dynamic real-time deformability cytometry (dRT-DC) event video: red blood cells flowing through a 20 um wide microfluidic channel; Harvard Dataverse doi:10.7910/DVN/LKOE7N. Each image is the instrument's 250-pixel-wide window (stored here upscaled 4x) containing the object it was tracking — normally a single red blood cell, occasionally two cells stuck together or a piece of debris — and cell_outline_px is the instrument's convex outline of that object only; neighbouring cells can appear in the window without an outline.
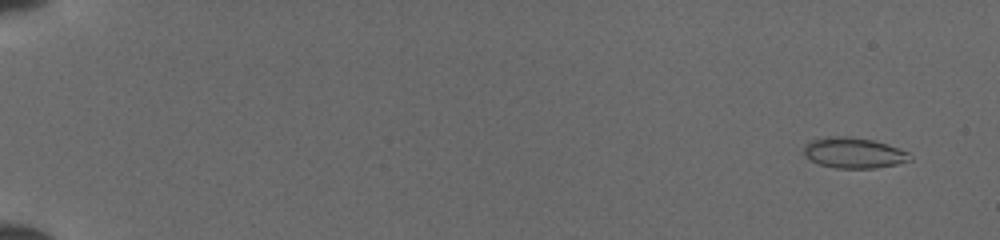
{"species": "common noctule bat (a hibernating species)", "species_latin": "Nyctalus noctula", "temperature_condition": "cold", "stored_images_in_passage": 52, "camera_frame_rate_fps": 3000, "um_per_image_px": 0.085, "animal": {"sex": "female", "body_mass_g": 19.5, "forearm_length_mm": 54.1}, "frame": {"image": 1, "passage_image": 4, "time_ms": 1.0, "image_size_px": [1000, 240], "cell_outline_px": [[912, 160], [896, 164], [872, 168], [836, 168], [820, 164], [804, 156], [800, 152], [804, 144], [812, 140], [828, 136], [848, 136], [872, 140], [888, 144], [908, 152], [912, 156]], "centroid_in_image_um": [72.53, 12.98], "position_along_channel_um": 12.5, "area_um2": 19.07}}
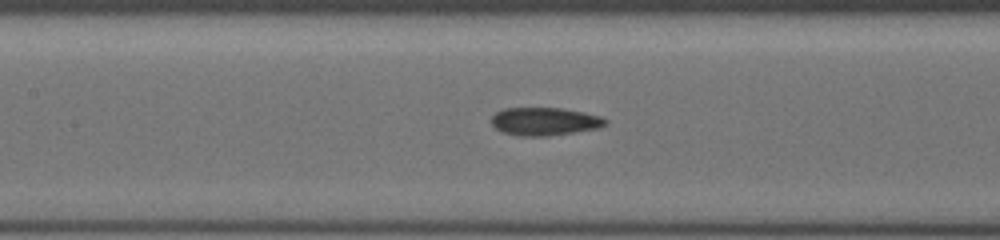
{"frame": {"image": 2, "passage_image": 27, "time_ms": 8.667, "image_size_px": [1000, 240], "cell_outline_px": [[608, 124], [596, 128], [548, 136], [516, 136], [500, 132], [492, 124], [492, 116], [496, 112], [504, 108], [560, 108], [584, 112], [600, 116], [608, 120]], "centroid_in_image_um": [46.27, 10.32], "position_along_channel_um": 161.1, "area_um2": 18.61}}
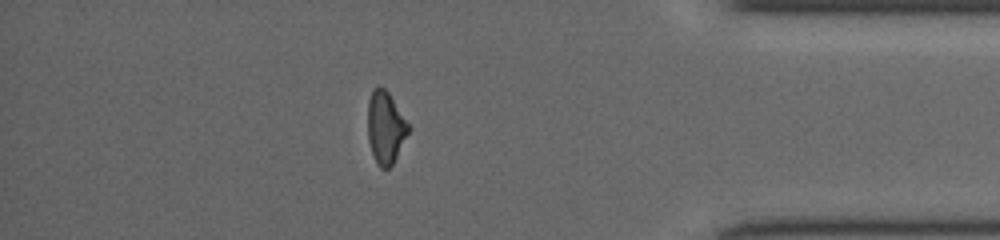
{"frame": {"image": 3, "passage_image": 46, "time_ms": 15.0, "image_size_px": [1000, 240], "cell_outline_px": [[412, 128], [392, 164], [388, 168], [380, 168], [372, 152], [368, 140], [368, 100], [372, 92], [376, 88], [384, 88], [388, 92]], "centroid_in_image_um": [32.79, 10.85], "position_along_channel_um": 402.4, "area_um2": 16.94}}